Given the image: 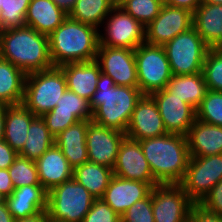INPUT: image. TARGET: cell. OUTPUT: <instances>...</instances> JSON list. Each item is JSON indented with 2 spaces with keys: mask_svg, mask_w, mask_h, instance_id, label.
Returning <instances> with one entry per match:
<instances>
[{
  "mask_svg": "<svg viewBox=\"0 0 222 222\" xmlns=\"http://www.w3.org/2000/svg\"><path fill=\"white\" fill-rule=\"evenodd\" d=\"M113 173L124 179L149 183L152 187L159 184L153 177L139 141L127 136L120 145Z\"/></svg>",
  "mask_w": 222,
  "mask_h": 222,
  "instance_id": "cell-16",
  "label": "cell"
},
{
  "mask_svg": "<svg viewBox=\"0 0 222 222\" xmlns=\"http://www.w3.org/2000/svg\"><path fill=\"white\" fill-rule=\"evenodd\" d=\"M152 189L149 183L114 175L102 199L121 217L136 201L146 198Z\"/></svg>",
  "mask_w": 222,
  "mask_h": 222,
  "instance_id": "cell-19",
  "label": "cell"
},
{
  "mask_svg": "<svg viewBox=\"0 0 222 222\" xmlns=\"http://www.w3.org/2000/svg\"><path fill=\"white\" fill-rule=\"evenodd\" d=\"M68 15L52 0H31L25 17V25L49 36Z\"/></svg>",
  "mask_w": 222,
  "mask_h": 222,
  "instance_id": "cell-26",
  "label": "cell"
},
{
  "mask_svg": "<svg viewBox=\"0 0 222 222\" xmlns=\"http://www.w3.org/2000/svg\"><path fill=\"white\" fill-rule=\"evenodd\" d=\"M202 73L208 90L222 92V48L209 49Z\"/></svg>",
  "mask_w": 222,
  "mask_h": 222,
  "instance_id": "cell-37",
  "label": "cell"
},
{
  "mask_svg": "<svg viewBox=\"0 0 222 222\" xmlns=\"http://www.w3.org/2000/svg\"><path fill=\"white\" fill-rule=\"evenodd\" d=\"M125 137L126 134L119 130L91 121L86 133L88 160L113 169L120 145Z\"/></svg>",
  "mask_w": 222,
  "mask_h": 222,
  "instance_id": "cell-15",
  "label": "cell"
},
{
  "mask_svg": "<svg viewBox=\"0 0 222 222\" xmlns=\"http://www.w3.org/2000/svg\"><path fill=\"white\" fill-rule=\"evenodd\" d=\"M201 4V0H165V5L183 8L191 13H194Z\"/></svg>",
  "mask_w": 222,
  "mask_h": 222,
  "instance_id": "cell-44",
  "label": "cell"
},
{
  "mask_svg": "<svg viewBox=\"0 0 222 222\" xmlns=\"http://www.w3.org/2000/svg\"><path fill=\"white\" fill-rule=\"evenodd\" d=\"M96 198L73 178L48 191V216L64 222H82Z\"/></svg>",
  "mask_w": 222,
  "mask_h": 222,
  "instance_id": "cell-6",
  "label": "cell"
},
{
  "mask_svg": "<svg viewBox=\"0 0 222 222\" xmlns=\"http://www.w3.org/2000/svg\"><path fill=\"white\" fill-rule=\"evenodd\" d=\"M221 179L222 154L190 157L180 185L194 203H200Z\"/></svg>",
  "mask_w": 222,
  "mask_h": 222,
  "instance_id": "cell-10",
  "label": "cell"
},
{
  "mask_svg": "<svg viewBox=\"0 0 222 222\" xmlns=\"http://www.w3.org/2000/svg\"><path fill=\"white\" fill-rule=\"evenodd\" d=\"M157 105L167 133L186 136L196 120V109L165 89L150 94Z\"/></svg>",
  "mask_w": 222,
  "mask_h": 222,
  "instance_id": "cell-17",
  "label": "cell"
},
{
  "mask_svg": "<svg viewBox=\"0 0 222 222\" xmlns=\"http://www.w3.org/2000/svg\"><path fill=\"white\" fill-rule=\"evenodd\" d=\"M49 52L54 67L96 60L99 29L69 16L49 36Z\"/></svg>",
  "mask_w": 222,
  "mask_h": 222,
  "instance_id": "cell-4",
  "label": "cell"
},
{
  "mask_svg": "<svg viewBox=\"0 0 222 222\" xmlns=\"http://www.w3.org/2000/svg\"><path fill=\"white\" fill-rule=\"evenodd\" d=\"M31 0H0V31L25 25Z\"/></svg>",
  "mask_w": 222,
  "mask_h": 222,
  "instance_id": "cell-33",
  "label": "cell"
},
{
  "mask_svg": "<svg viewBox=\"0 0 222 222\" xmlns=\"http://www.w3.org/2000/svg\"><path fill=\"white\" fill-rule=\"evenodd\" d=\"M0 57L26 75L54 67L48 36L27 25L0 31Z\"/></svg>",
  "mask_w": 222,
  "mask_h": 222,
  "instance_id": "cell-2",
  "label": "cell"
},
{
  "mask_svg": "<svg viewBox=\"0 0 222 222\" xmlns=\"http://www.w3.org/2000/svg\"><path fill=\"white\" fill-rule=\"evenodd\" d=\"M172 75L200 73L209 47L191 27L163 45Z\"/></svg>",
  "mask_w": 222,
  "mask_h": 222,
  "instance_id": "cell-7",
  "label": "cell"
},
{
  "mask_svg": "<svg viewBox=\"0 0 222 222\" xmlns=\"http://www.w3.org/2000/svg\"><path fill=\"white\" fill-rule=\"evenodd\" d=\"M96 61L101 72L110 76L115 85L138 87L134 50L99 46Z\"/></svg>",
  "mask_w": 222,
  "mask_h": 222,
  "instance_id": "cell-14",
  "label": "cell"
},
{
  "mask_svg": "<svg viewBox=\"0 0 222 222\" xmlns=\"http://www.w3.org/2000/svg\"><path fill=\"white\" fill-rule=\"evenodd\" d=\"M46 222H64V221L53 219V218L49 217L48 213H47V220H46Z\"/></svg>",
  "mask_w": 222,
  "mask_h": 222,
  "instance_id": "cell-50",
  "label": "cell"
},
{
  "mask_svg": "<svg viewBox=\"0 0 222 222\" xmlns=\"http://www.w3.org/2000/svg\"><path fill=\"white\" fill-rule=\"evenodd\" d=\"M113 176L112 168L87 161L73 169L72 178L99 199L103 197Z\"/></svg>",
  "mask_w": 222,
  "mask_h": 222,
  "instance_id": "cell-30",
  "label": "cell"
},
{
  "mask_svg": "<svg viewBox=\"0 0 222 222\" xmlns=\"http://www.w3.org/2000/svg\"><path fill=\"white\" fill-rule=\"evenodd\" d=\"M189 222H222V217L211 212L200 203H193L190 209Z\"/></svg>",
  "mask_w": 222,
  "mask_h": 222,
  "instance_id": "cell-41",
  "label": "cell"
},
{
  "mask_svg": "<svg viewBox=\"0 0 222 222\" xmlns=\"http://www.w3.org/2000/svg\"><path fill=\"white\" fill-rule=\"evenodd\" d=\"M67 15L73 10L77 0H52Z\"/></svg>",
  "mask_w": 222,
  "mask_h": 222,
  "instance_id": "cell-45",
  "label": "cell"
},
{
  "mask_svg": "<svg viewBox=\"0 0 222 222\" xmlns=\"http://www.w3.org/2000/svg\"><path fill=\"white\" fill-rule=\"evenodd\" d=\"M65 76L67 89L90 101L96 91L101 68L96 60L67 63L59 67Z\"/></svg>",
  "mask_w": 222,
  "mask_h": 222,
  "instance_id": "cell-20",
  "label": "cell"
},
{
  "mask_svg": "<svg viewBox=\"0 0 222 222\" xmlns=\"http://www.w3.org/2000/svg\"><path fill=\"white\" fill-rule=\"evenodd\" d=\"M42 118L50 133L56 137L79 121L91 120L92 111L88 100L66 89L56 107L45 113Z\"/></svg>",
  "mask_w": 222,
  "mask_h": 222,
  "instance_id": "cell-13",
  "label": "cell"
},
{
  "mask_svg": "<svg viewBox=\"0 0 222 222\" xmlns=\"http://www.w3.org/2000/svg\"><path fill=\"white\" fill-rule=\"evenodd\" d=\"M47 220V210L41 211L36 215L29 216L26 218L16 219L14 222H46Z\"/></svg>",
  "mask_w": 222,
  "mask_h": 222,
  "instance_id": "cell-46",
  "label": "cell"
},
{
  "mask_svg": "<svg viewBox=\"0 0 222 222\" xmlns=\"http://www.w3.org/2000/svg\"><path fill=\"white\" fill-rule=\"evenodd\" d=\"M104 23V34L99 30V46L135 50L145 43V27L118 5L110 11Z\"/></svg>",
  "mask_w": 222,
  "mask_h": 222,
  "instance_id": "cell-9",
  "label": "cell"
},
{
  "mask_svg": "<svg viewBox=\"0 0 222 222\" xmlns=\"http://www.w3.org/2000/svg\"><path fill=\"white\" fill-rule=\"evenodd\" d=\"M121 222H155L152 209V191L144 199L136 201L121 216Z\"/></svg>",
  "mask_w": 222,
  "mask_h": 222,
  "instance_id": "cell-38",
  "label": "cell"
},
{
  "mask_svg": "<svg viewBox=\"0 0 222 222\" xmlns=\"http://www.w3.org/2000/svg\"><path fill=\"white\" fill-rule=\"evenodd\" d=\"M6 201V197L0 193V203H3Z\"/></svg>",
  "mask_w": 222,
  "mask_h": 222,
  "instance_id": "cell-51",
  "label": "cell"
},
{
  "mask_svg": "<svg viewBox=\"0 0 222 222\" xmlns=\"http://www.w3.org/2000/svg\"><path fill=\"white\" fill-rule=\"evenodd\" d=\"M35 163L39 182L47 191L73 177V168L55 144Z\"/></svg>",
  "mask_w": 222,
  "mask_h": 222,
  "instance_id": "cell-21",
  "label": "cell"
},
{
  "mask_svg": "<svg viewBox=\"0 0 222 222\" xmlns=\"http://www.w3.org/2000/svg\"><path fill=\"white\" fill-rule=\"evenodd\" d=\"M125 134L137 141L167 134L155 100L150 94H143L139 98Z\"/></svg>",
  "mask_w": 222,
  "mask_h": 222,
  "instance_id": "cell-18",
  "label": "cell"
},
{
  "mask_svg": "<svg viewBox=\"0 0 222 222\" xmlns=\"http://www.w3.org/2000/svg\"><path fill=\"white\" fill-rule=\"evenodd\" d=\"M138 88L142 94L163 90L172 77L163 46L142 43L134 50Z\"/></svg>",
  "mask_w": 222,
  "mask_h": 222,
  "instance_id": "cell-8",
  "label": "cell"
},
{
  "mask_svg": "<svg viewBox=\"0 0 222 222\" xmlns=\"http://www.w3.org/2000/svg\"><path fill=\"white\" fill-rule=\"evenodd\" d=\"M90 122L79 121L54 137V144L61 149L73 169L89 161L86 133Z\"/></svg>",
  "mask_w": 222,
  "mask_h": 222,
  "instance_id": "cell-24",
  "label": "cell"
},
{
  "mask_svg": "<svg viewBox=\"0 0 222 222\" xmlns=\"http://www.w3.org/2000/svg\"><path fill=\"white\" fill-rule=\"evenodd\" d=\"M190 157L222 154V127L196 119L186 135Z\"/></svg>",
  "mask_w": 222,
  "mask_h": 222,
  "instance_id": "cell-23",
  "label": "cell"
},
{
  "mask_svg": "<svg viewBox=\"0 0 222 222\" xmlns=\"http://www.w3.org/2000/svg\"><path fill=\"white\" fill-rule=\"evenodd\" d=\"M82 222H121V217L102 199H95Z\"/></svg>",
  "mask_w": 222,
  "mask_h": 222,
  "instance_id": "cell-39",
  "label": "cell"
},
{
  "mask_svg": "<svg viewBox=\"0 0 222 222\" xmlns=\"http://www.w3.org/2000/svg\"><path fill=\"white\" fill-rule=\"evenodd\" d=\"M142 95L138 87L115 85L110 76L101 72L96 91L89 101L91 121L126 133L132 112Z\"/></svg>",
  "mask_w": 222,
  "mask_h": 222,
  "instance_id": "cell-1",
  "label": "cell"
},
{
  "mask_svg": "<svg viewBox=\"0 0 222 222\" xmlns=\"http://www.w3.org/2000/svg\"><path fill=\"white\" fill-rule=\"evenodd\" d=\"M196 119L222 127V92L207 91L196 109Z\"/></svg>",
  "mask_w": 222,
  "mask_h": 222,
  "instance_id": "cell-35",
  "label": "cell"
},
{
  "mask_svg": "<svg viewBox=\"0 0 222 222\" xmlns=\"http://www.w3.org/2000/svg\"><path fill=\"white\" fill-rule=\"evenodd\" d=\"M53 145L54 136L48 130L44 119L36 116L30 123L27 140L18 154L21 157L36 161Z\"/></svg>",
  "mask_w": 222,
  "mask_h": 222,
  "instance_id": "cell-31",
  "label": "cell"
},
{
  "mask_svg": "<svg viewBox=\"0 0 222 222\" xmlns=\"http://www.w3.org/2000/svg\"><path fill=\"white\" fill-rule=\"evenodd\" d=\"M200 204L222 217V179L210 190Z\"/></svg>",
  "mask_w": 222,
  "mask_h": 222,
  "instance_id": "cell-40",
  "label": "cell"
},
{
  "mask_svg": "<svg viewBox=\"0 0 222 222\" xmlns=\"http://www.w3.org/2000/svg\"><path fill=\"white\" fill-rule=\"evenodd\" d=\"M26 74L0 57V105L21 104L24 99Z\"/></svg>",
  "mask_w": 222,
  "mask_h": 222,
  "instance_id": "cell-29",
  "label": "cell"
},
{
  "mask_svg": "<svg viewBox=\"0 0 222 222\" xmlns=\"http://www.w3.org/2000/svg\"><path fill=\"white\" fill-rule=\"evenodd\" d=\"M117 5V0H77L70 18L100 30L110 11Z\"/></svg>",
  "mask_w": 222,
  "mask_h": 222,
  "instance_id": "cell-32",
  "label": "cell"
},
{
  "mask_svg": "<svg viewBox=\"0 0 222 222\" xmlns=\"http://www.w3.org/2000/svg\"><path fill=\"white\" fill-rule=\"evenodd\" d=\"M193 13L163 4L158 16L145 27V43L163 46L192 27Z\"/></svg>",
  "mask_w": 222,
  "mask_h": 222,
  "instance_id": "cell-12",
  "label": "cell"
},
{
  "mask_svg": "<svg viewBox=\"0 0 222 222\" xmlns=\"http://www.w3.org/2000/svg\"><path fill=\"white\" fill-rule=\"evenodd\" d=\"M36 116L22 103L5 105V122L3 139L19 153L27 140L31 121Z\"/></svg>",
  "mask_w": 222,
  "mask_h": 222,
  "instance_id": "cell-27",
  "label": "cell"
},
{
  "mask_svg": "<svg viewBox=\"0 0 222 222\" xmlns=\"http://www.w3.org/2000/svg\"><path fill=\"white\" fill-rule=\"evenodd\" d=\"M117 5L146 27L158 16L163 4L156 0H117Z\"/></svg>",
  "mask_w": 222,
  "mask_h": 222,
  "instance_id": "cell-34",
  "label": "cell"
},
{
  "mask_svg": "<svg viewBox=\"0 0 222 222\" xmlns=\"http://www.w3.org/2000/svg\"><path fill=\"white\" fill-rule=\"evenodd\" d=\"M19 154L4 140H0V169H8Z\"/></svg>",
  "mask_w": 222,
  "mask_h": 222,
  "instance_id": "cell-42",
  "label": "cell"
},
{
  "mask_svg": "<svg viewBox=\"0 0 222 222\" xmlns=\"http://www.w3.org/2000/svg\"><path fill=\"white\" fill-rule=\"evenodd\" d=\"M66 89V79L59 67L27 74L22 104L42 117L56 107Z\"/></svg>",
  "mask_w": 222,
  "mask_h": 222,
  "instance_id": "cell-5",
  "label": "cell"
},
{
  "mask_svg": "<svg viewBox=\"0 0 222 222\" xmlns=\"http://www.w3.org/2000/svg\"><path fill=\"white\" fill-rule=\"evenodd\" d=\"M154 179L159 184H180L190 160L187 138L167 133L139 141Z\"/></svg>",
  "mask_w": 222,
  "mask_h": 222,
  "instance_id": "cell-3",
  "label": "cell"
},
{
  "mask_svg": "<svg viewBox=\"0 0 222 222\" xmlns=\"http://www.w3.org/2000/svg\"><path fill=\"white\" fill-rule=\"evenodd\" d=\"M156 1H159V2H161L162 4H165V0H156Z\"/></svg>",
  "mask_w": 222,
  "mask_h": 222,
  "instance_id": "cell-52",
  "label": "cell"
},
{
  "mask_svg": "<svg viewBox=\"0 0 222 222\" xmlns=\"http://www.w3.org/2000/svg\"><path fill=\"white\" fill-rule=\"evenodd\" d=\"M47 198L48 191L42 185H25L14 189L5 202L16 220L47 210Z\"/></svg>",
  "mask_w": 222,
  "mask_h": 222,
  "instance_id": "cell-22",
  "label": "cell"
},
{
  "mask_svg": "<svg viewBox=\"0 0 222 222\" xmlns=\"http://www.w3.org/2000/svg\"><path fill=\"white\" fill-rule=\"evenodd\" d=\"M0 222H14L6 202L0 203Z\"/></svg>",
  "mask_w": 222,
  "mask_h": 222,
  "instance_id": "cell-47",
  "label": "cell"
},
{
  "mask_svg": "<svg viewBox=\"0 0 222 222\" xmlns=\"http://www.w3.org/2000/svg\"><path fill=\"white\" fill-rule=\"evenodd\" d=\"M169 94L197 109L208 88L202 72L195 74L172 75L164 88Z\"/></svg>",
  "mask_w": 222,
  "mask_h": 222,
  "instance_id": "cell-28",
  "label": "cell"
},
{
  "mask_svg": "<svg viewBox=\"0 0 222 222\" xmlns=\"http://www.w3.org/2000/svg\"><path fill=\"white\" fill-rule=\"evenodd\" d=\"M14 190L8 169H0V193L9 197Z\"/></svg>",
  "mask_w": 222,
  "mask_h": 222,
  "instance_id": "cell-43",
  "label": "cell"
},
{
  "mask_svg": "<svg viewBox=\"0 0 222 222\" xmlns=\"http://www.w3.org/2000/svg\"><path fill=\"white\" fill-rule=\"evenodd\" d=\"M14 189L25 185H41L38 178L35 161L17 156L14 163L8 168Z\"/></svg>",
  "mask_w": 222,
  "mask_h": 222,
  "instance_id": "cell-36",
  "label": "cell"
},
{
  "mask_svg": "<svg viewBox=\"0 0 222 222\" xmlns=\"http://www.w3.org/2000/svg\"><path fill=\"white\" fill-rule=\"evenodd\" d=\"M192 27L210 49L222 48V5L202 3L193 13Z\"/></svg>",
  "mask_w": 222,
  "mask_h": 222,
  "instance_id": "cell-25",
  "label": "cell"
},
{
  "mask_svg": "<svg viewBox=\"0 0 222 222\" xmlns=\"http://www.w3.org/2000/svg\"><path fill=\"white\" fill-rule=\"evenodd\" d=\"M193 203L180 184H158L152 189L155 222H189Z\"/></svg>",
  "mask_w": 222,
  "mask_h": 222,
  "instance_id": "cell-11",
  "label": "cell"
},
{
  "mask_svg": "<svg viewBox=\"0 0 222 222\" xmlns=\"http://www.w3.org/2000/svg\"><path fill=\"white\" fill-rule=\"evenodd\" d=\"M4 122H5V105H0V140L4 135Z\"/></svg>",
  "mask_w": 222,
  "mask_h": 222,
  "instance_id": "cell-48",
  "label": "cell"
},
{
  "mask_svg": "<svg viewBox=\"0 0 222 222\" xmlns=\"http://www.w3.org/2000/svg\"><path fill=\"white\" fill-rule=\"evenodd\" d=\"M202 3L222 5V0H201Z\"/></svg>",
  "mask_w": 222,
  "mask_h": 222,
  "instance_id": "cell-49",
  "label": "cell"
}]
</instances>
